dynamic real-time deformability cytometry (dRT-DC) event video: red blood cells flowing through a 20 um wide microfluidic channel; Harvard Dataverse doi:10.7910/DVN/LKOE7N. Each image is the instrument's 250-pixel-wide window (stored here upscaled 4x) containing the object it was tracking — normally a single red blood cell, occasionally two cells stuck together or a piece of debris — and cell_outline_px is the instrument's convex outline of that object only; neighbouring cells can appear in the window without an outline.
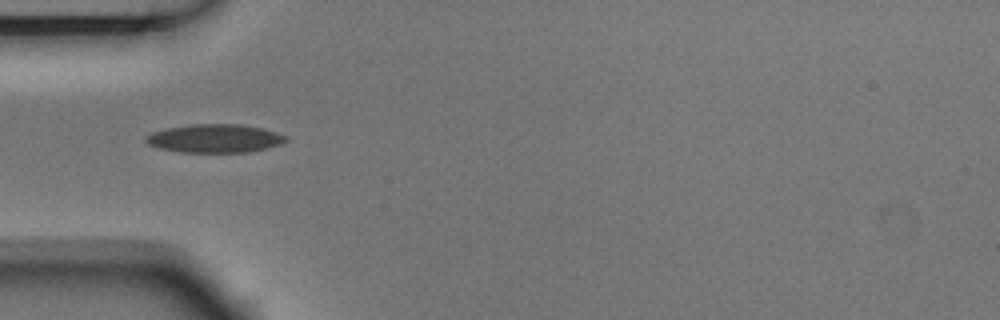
{"species": "Egyptian fruit bat (a non-hibernating species)", "species_latin": "Rousettus aegyptiacus", "temperature_condition": "room temperature", "stored_images_in_passage": 4, "camera_frame_rate_fps": 3000, "um_per_image_px": 0.085, "animal": {"sex": "male"}, "frame": {"image": 1, "passage_image": 2, "time_ms": 0.333, "image_size_px": [1000, 320], "cell_outline_px": [[288, 140], [280, 144], [248, 152], [180, 152], [160, 148], [148, 144], [144, 140], [144, 136], [152, 132], [168, 128], [192, 124], [236, 124], [260, 128], [276, 132], [288, 136]], "centroid_in_image_um": [18.23, 11.76], "position_along_channel_um": 66.8, "area_um2": 23.0}}
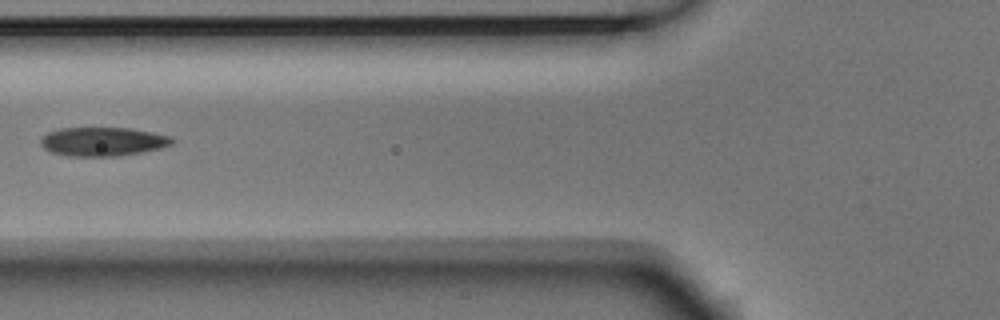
{"frame": {"image": 2, "passage_image": 3, "time_ms": 0.667, "image_size_px": [1000, 320], "cell_outline_px": [[172, 144], [160, 148], [120, 156], [68, 156], [52, 152], [44, 148], [40, 144], [40, 140], [48, 132], [60, 128], [128, 128], [152, 132], [172, 136]], "centroid_in_image_um": [8.72, 12.03], "position_along_channel_um": 117.1, "area_um2": 21.96}}
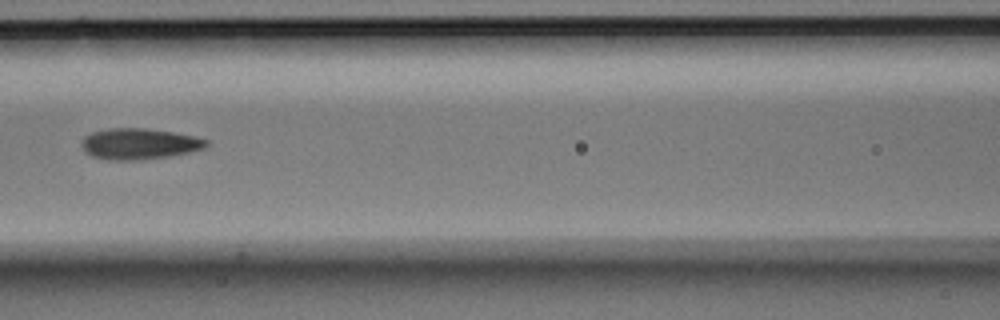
{"frame": {"image": 3, "passage_image": 4, "time_ms": 1.0, "image_size_px": [1000, 320], "cell_outline_px": [[208, 144], [204, 148], [188, 152], [168, 156], [132, 160], [112, 160], [92, 156], [80, 144], [84, 136], [92, 132], [108, 128], [144, 128], [172, 132], [196, 136], [208, 140]], "centroid_in_image_um": [11.83, 12.21], "position_along_channel_um": 154.8, "area_um2": 22.25}}